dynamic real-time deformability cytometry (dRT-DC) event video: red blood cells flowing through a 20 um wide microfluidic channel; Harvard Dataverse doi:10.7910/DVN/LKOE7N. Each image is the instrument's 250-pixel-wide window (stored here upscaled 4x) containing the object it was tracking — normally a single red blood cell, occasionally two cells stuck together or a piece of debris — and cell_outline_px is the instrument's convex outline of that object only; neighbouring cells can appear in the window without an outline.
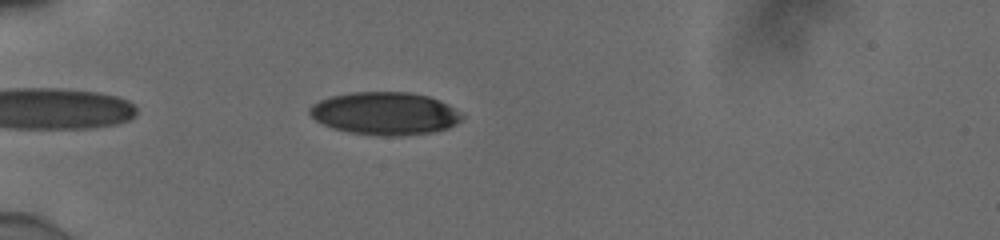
{"species": "human", "species_latin": "Homo sapiens", "temperature_condition": "cold", "stored_images_in_passage": 38, "camera_frame_rate_fps": 3000, "um_per_image_px": 0.085, "donor": {"sex": "male"}, "frame": {"image": 1, "passage_image": 4, "time_ms": 1.0, "image_size_px": [1000, 240], "cell_outline_px": [[464, 116], [460, 120], [448, 128], [432, 132], [400, 136], [384, 136], [348, 132], [332, 128], [316, 120], [308, 112], [308, 108], [312, 104], [320, 100], [332, 96], [352, 92], [408, 92], [428, 96], [440, 100], [448, 104]], "centroid_in_image_um": [32.71, 9.64], "position_along_channel_um": 52.3, "area_um2": 37.86}}
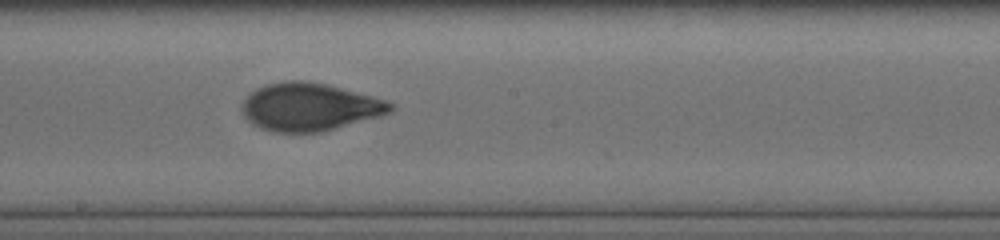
{"frame": {"image": 2, "passage_image": 19, "time_ms": 6.0, "image_size_px": [1000, 240], "cell_outline_px": [[392, 108], [388, 112], [380, 116], [320, 132], [272, 132], [260, 128], [252, 124], [244, 116], [240, 108], [244, 100], [256, 88], [268, 84], [288, 80], [304, 80], [328, 84], [372, 96], [384, 100], [392, 104]], "centroid_in_image_um": [26.26, 9.08], "position_along_channel_um": 221.9, "area_um2": 41.1}}
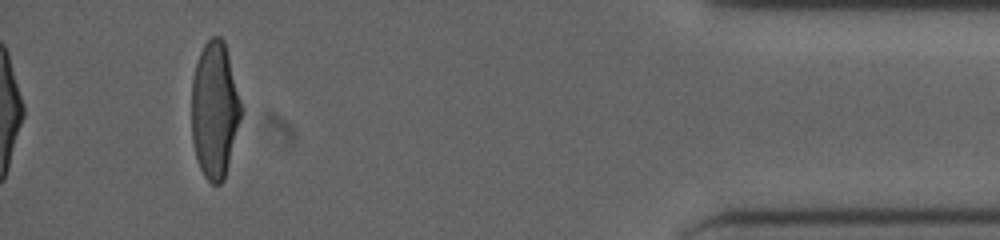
{"frame": {"image": 3, "passage_image": 38, "time_ms": 12.333, "image_size_px": [1000, 240], "cell_outline_px": [[244, 108], [224, 180], [220, 184], [212, 184], [204, 176], [200, 168], [196, 156], [192, 140], [192, 80], [196, 64], [200, 52], [204, 44], [212, 36], [220, 36], [224, 40]], "centroid_in_image_um": [18.27, 9.34], "position_along_channel_um": 416.9, "area_um2": 39.71}, "authors_computed_cell_mechanics": {"area_um2": 40.1999, "velocity_mm_per_s": 3.906, "shape_relaxation_time_tau1_ms": 3.7946, "shape_relaxation_time_tau2_ms": 0.6951, "deformation_change_tau1": 0.1737, "deformation_change_tau2": 0.0488}}